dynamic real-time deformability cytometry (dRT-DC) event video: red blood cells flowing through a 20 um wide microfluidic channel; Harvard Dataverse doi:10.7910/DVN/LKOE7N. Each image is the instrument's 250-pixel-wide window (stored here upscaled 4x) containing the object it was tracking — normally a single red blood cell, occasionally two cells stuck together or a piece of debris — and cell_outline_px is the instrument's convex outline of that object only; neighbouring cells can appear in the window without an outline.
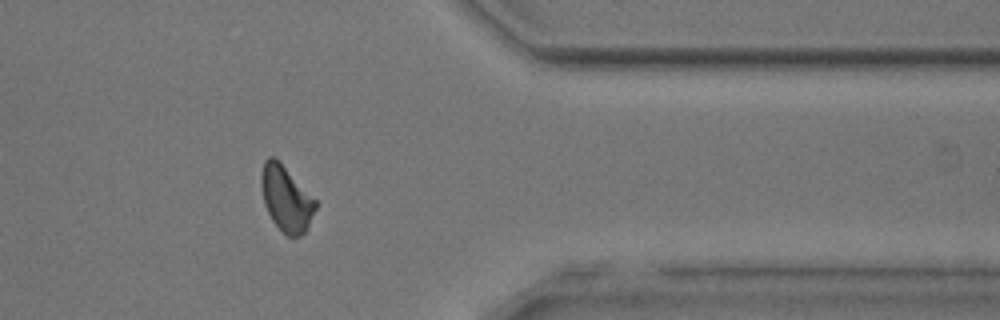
{"species": "common noctule bat (a hibernating species)", "species_latin": "Nyctalus noctula", "temperature_condition": "room temperature", "stored_images_in_passage": 52, "camera_frame_rate_fps": 3000, "um_per_image_px": 0.085, "animal": {"sex": "male", "body_mass_g": 17.9, "forearm_length_mm": 54.2}, "frame": {"image": 1, "passage_image": 42, "time_ms": 13.667, "image_size_px": [1000, 320], "cell_outline_px": [[316, 208], [304, 232], [300, 236], [288, 236], [272, 220], [264, 204], [260, 184], [260, 172], [264, 160], [268, 156], [276, 156], [280, 160], [316, 200]], "centroid_in_image_um": [24.28, 16.8], "position_along_channel_um": 387.1, "area_um2": 20.75}}